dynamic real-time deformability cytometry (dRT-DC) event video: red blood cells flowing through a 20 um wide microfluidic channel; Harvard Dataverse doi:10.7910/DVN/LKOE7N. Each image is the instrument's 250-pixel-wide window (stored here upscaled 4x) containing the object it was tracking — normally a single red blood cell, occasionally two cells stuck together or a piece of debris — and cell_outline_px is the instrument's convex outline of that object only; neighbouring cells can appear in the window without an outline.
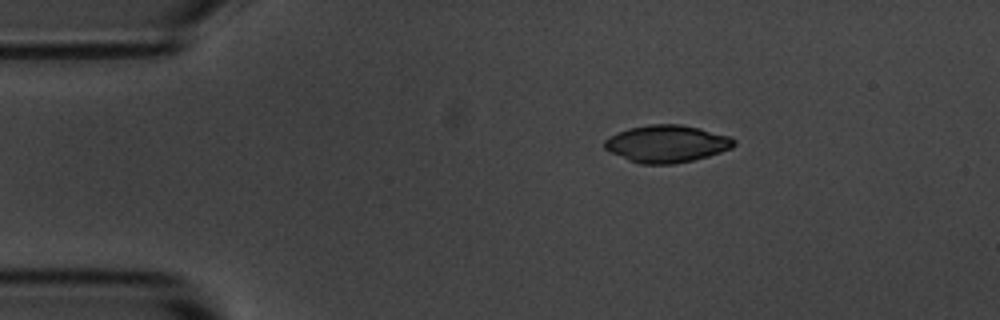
{"species": "common noctule bat (a hibernating species)", "species_latin": "Nyctalus noctula", "temperature_condition": "room temperature", "stored_images_in_passage": 46, "camera_frame_rate_fps": 3000, "um_per_image_px": 0.085, "animal": {"sex": "male", "body_mass_g": 20.1, "forearm_length_mm": 53.5}, "frame": {"image": 1, "passage_image": 1, "time_ms": 0.0, "image_size_px": [1000, 320], "cell_outline_px": [[736, 144], [732, 148], [708, 156], [692, 160], [672, 164], [640, 164], [612, 152], [604, 148], [604, 140], [628, 128], [648, 124], [680, 124], [700, 128], [728, 136], [736, 140]], "centroid_in_image_um": [56.7, 12.21], "position_along_channel_um": 28.3, "area_um2": 27.8}}
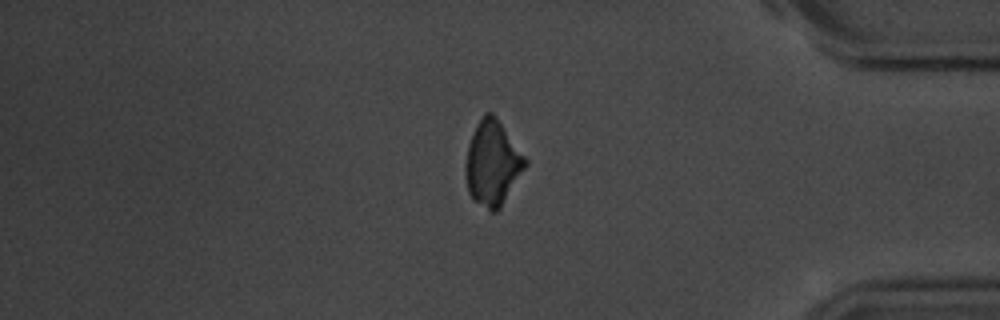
{"frame": {"image": 2, "passage_image": 37, "time_ms": 12.0, "image_size_px": [1000, 320], "cell_outline_px": [[528, 164], [500, 208], [496, 212], [492, 212], [472, 200], [468, 192], [464, 176], [464, 168], [468, 144], [484, 112], [492, 112], [528, 160]], "centroid_in_image_um": [41.85, 13.92], "position_along_channel_um": 393.4, "area_um2": 29.42}}
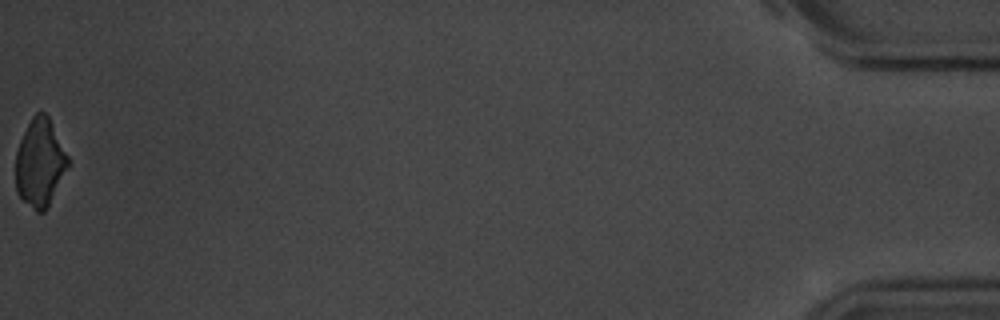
{"frame": {"image": 3, "passage_image": 46, "time_ms": 15.0, "image_size_px": [1000, 320], "cell_outline_px": [[68, 164], [48, 208], [44, 212], [36, 212], [16, 192], [16, 152], [20, 140], [32, 116], [36, 112], [44, 112], [48, 116], [68, 156]], "centroid_in_image_um": [3.38, 13.85], "position_along_channel_um": 431.8, "area_um2": 26.36}}